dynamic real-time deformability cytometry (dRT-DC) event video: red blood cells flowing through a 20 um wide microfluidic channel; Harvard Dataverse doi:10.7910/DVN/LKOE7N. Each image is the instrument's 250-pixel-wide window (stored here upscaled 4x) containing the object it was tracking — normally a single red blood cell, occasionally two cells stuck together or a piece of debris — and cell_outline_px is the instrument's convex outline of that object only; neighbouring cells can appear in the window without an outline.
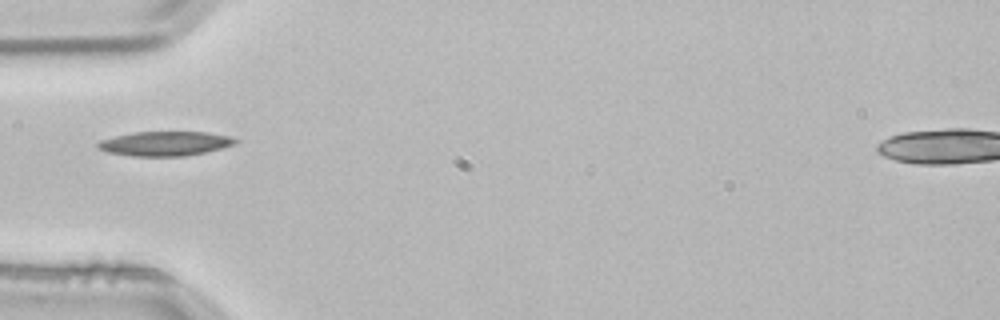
{"species": "common noctule bat (a hibernating species)", "species_latin": "Nyctalus noctula", "temperature_condition": "room temperature", "stored_images_in_passage": 6, "camera_frame_rate_fps": 3000, "um_per_image_px": 0.085, "animal": {"sex": "male", "body_mass_g": 21.5, "forearm_length_mm": 52.0}, "frame": {"image": 1, "passage_image": 6, "time_ms": 1.667, "image_size_px": [1000, 320], "cell_outline_px": [[240, 140], [236, 144], [204, 152], [184, 156], [132, 156], [108, 152], [96, 148], [96, 144], [100, 140], [132, 132], [208, 132], [232, 136]], "centroid_in_image_um": [14.04, 12.2], "position_along_channel_um": 71.0, "area_um2": 19.65}}